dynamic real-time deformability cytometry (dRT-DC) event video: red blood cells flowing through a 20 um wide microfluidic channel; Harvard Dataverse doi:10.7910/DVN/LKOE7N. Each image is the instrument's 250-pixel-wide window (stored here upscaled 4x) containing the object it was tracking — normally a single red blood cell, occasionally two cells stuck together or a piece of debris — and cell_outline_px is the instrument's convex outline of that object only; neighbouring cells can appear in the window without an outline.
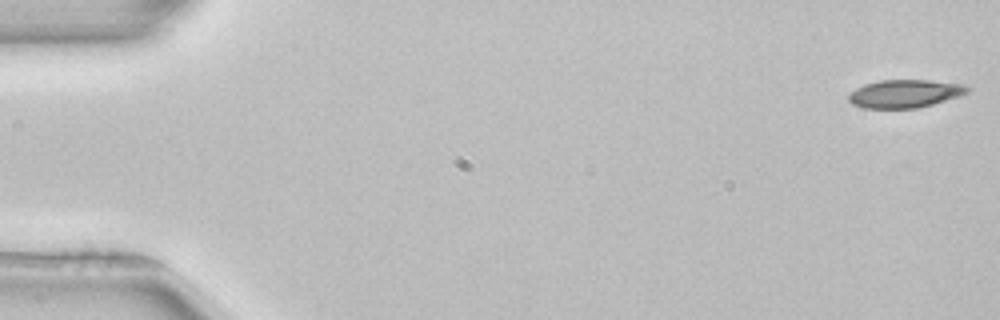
{"species": "common noctule bat (a hibernating species)", "species_latin": "Nyctalus noctula", "temperature_condition": "room temperature", "stored_images_in_passage": 52, "camera_frame_rate_fps": 3000, "um_per_image_px": 0.085, "animal": {"sex": "female", "body_mass_g": 22.7, "forearm_length_mm": 54.2}, "frame": {"image": 1, "passage_image": 1, "time_ms": 0.0, "image_size_px": [1000, 320], "cell_outline_px": [[972, 88], [968, 92], [960, 96], [932, 104], [916, 108], [864, 108], [852, 104], [848, 100], [848, 92], [864, 84], [880, 80], [928, 80], [960, 84]], "centroid_in_image_um": [76.88, 7.96], "position_along_channel_um": 8.1, "area_um2": 19.42}}
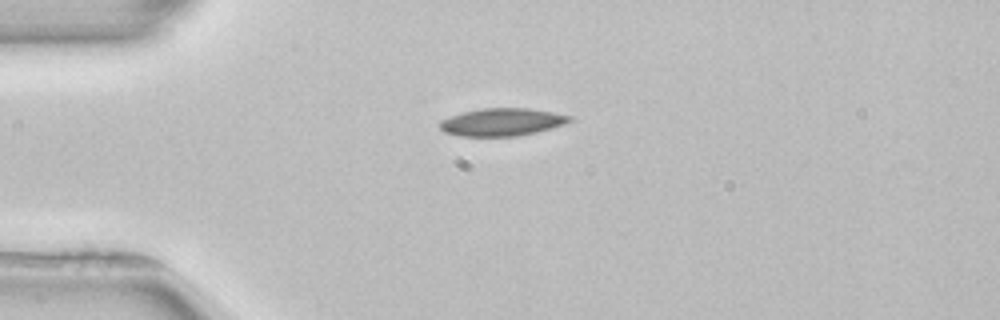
{"frame": {"image": 2, "passage_image": 13, "time_ms": 4.0, "image_size_px": [1000, 320], "cell_outline_px": [[572, 120], [564, 124], [536, 132], [516, 136], [460, 136], [444, 132], [440, 128], [440, 120], [464, 112], [480, 108], [528, 108], [552, 112], [572, 116]], "centroid_in_image_um": [42.66, 10.37], "position_along_channel_um": 42.3, "area_um2": 20.75}}
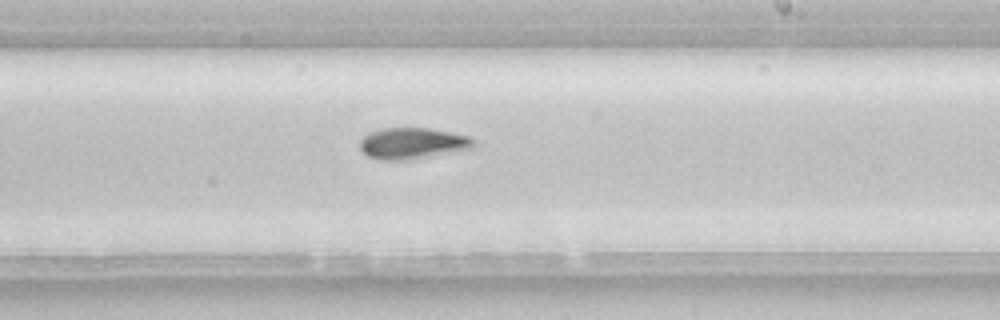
{"frame": {"image": 3, "passage_image": 31, "time_ms": 10.0, "image_size_px": [1000, 320], "cell_outline_px": [[472, 148], [408, 160], [380, 160], [368, 156], [360, 148], [360, 140], [368, 132], [380, 128], [428, 128], [468, 136], [472, 140]], "centroid_in_image_um": [34.97, 12.18], "position_along_channel_um": 254.0, "area_um2": 20.4}, "authors_computed_cell_mechanics": {"area_um2": 20.0855, "velocity_mm_per_s": 3.9397, "shape_relaxation_time_tau1_ms": 4.5974, "shape_relaxation_time_tau2_ms": null, "deformation_change_tau1": 0.1148, "deformation_change_tau2": null}}